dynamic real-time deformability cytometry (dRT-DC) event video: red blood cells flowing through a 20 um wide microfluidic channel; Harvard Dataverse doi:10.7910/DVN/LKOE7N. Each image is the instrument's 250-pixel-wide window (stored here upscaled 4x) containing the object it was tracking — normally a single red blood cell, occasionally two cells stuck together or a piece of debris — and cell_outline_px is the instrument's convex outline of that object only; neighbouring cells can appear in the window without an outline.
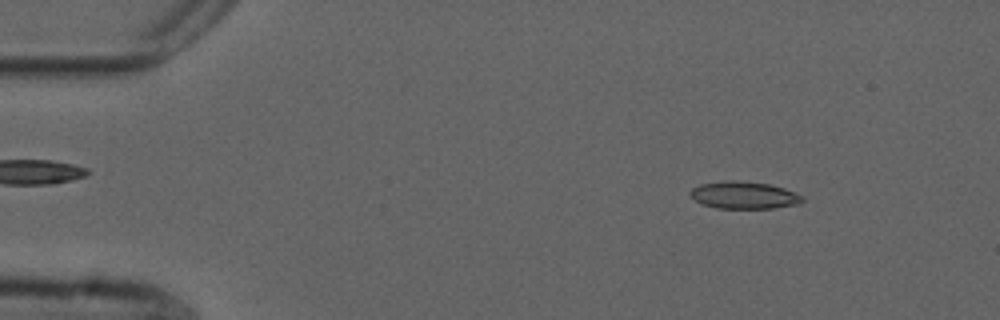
{"species": "common noctule bat (a hibernating species)", "species_latin": "Nyctalus noctula", "temperature_condition": "cold", "stored_images_in_passage": 54, "camera_frame_rate_fps": 3000, "um_per_image_px": 0.085, "animal": {"sex": "male", "forearm_length_mm": 52.5}, "frame": {"image": 1, "passage_image": 6, "time_ms": 1.667, "image_size_px": [1000, 320], "cell_outline_px": [[804, 200], [800, 204], [772, 208], [716, 208], [704, 204], [696, 200], [688, 192], [692, 188], [700, 184], [724, 180], [736, 180], [768, 184], [784, 188], [804, 196]], "centroid_in_image_um": [63.26, 16.58], "position_along_channel_um": 21.7, "area_um2": 17.8}}
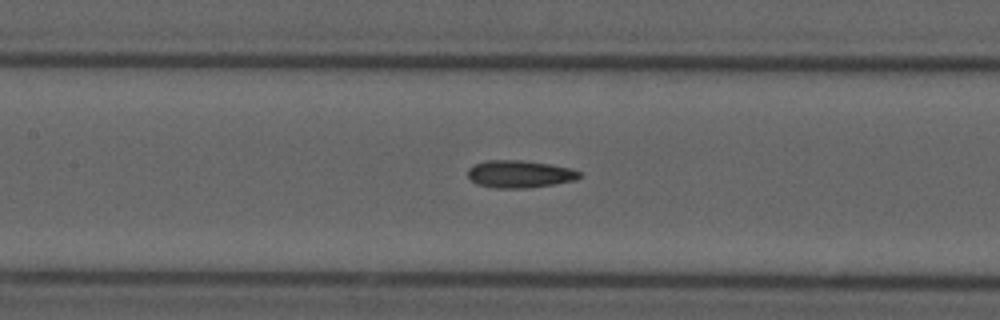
{"frame": {"image": 2, "passage_image": 24, "time_ms": 7.667, "image_size_px": [1000, 320], "cell_outline_px": [[584, 176], [576, 180], [528, 188], [496, 188], [476, 184], [468, 176], [468, 168], [476, 164], [488, 160], [524, 160], [548, 164], [568, 168], [580, 172]], "centroid_in_image_um": [44.17, 14.8], "position_along_channel_um": 163.2, "area_um2": 17.74}}
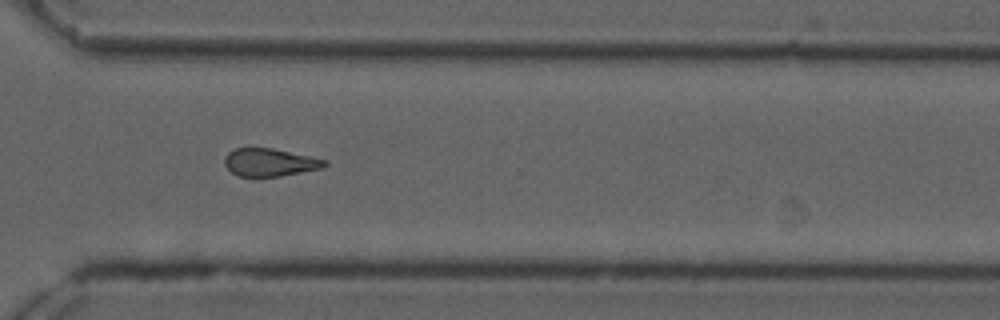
{"frame": {"image": 3, "passage_image": 39, "time_ms": 12.667, "image_size_px": [1000, 320], "cell_outline_px": [[328, 164], [324, 168], [280, 176], [236, 176], [224, 164], [224, 156], [228, 152], [236, 148], [272, 148], [328, 160]], "centroid_in_image_um": [22.94, 13.8], "position_along_channel_um": 347.7, "area_um2": 16.24}, "authors_computed_cell_mechanics": {"area_um2": 17.2822, "velocity_mm_per_s": 3.6992, "shape_relaxation_time_tau1_ms": null, "shape_relaxation_time_tau2_ms": 5.3249, "deformation_change_tau1": null, "deformation_change_tau2": 0.1576}}